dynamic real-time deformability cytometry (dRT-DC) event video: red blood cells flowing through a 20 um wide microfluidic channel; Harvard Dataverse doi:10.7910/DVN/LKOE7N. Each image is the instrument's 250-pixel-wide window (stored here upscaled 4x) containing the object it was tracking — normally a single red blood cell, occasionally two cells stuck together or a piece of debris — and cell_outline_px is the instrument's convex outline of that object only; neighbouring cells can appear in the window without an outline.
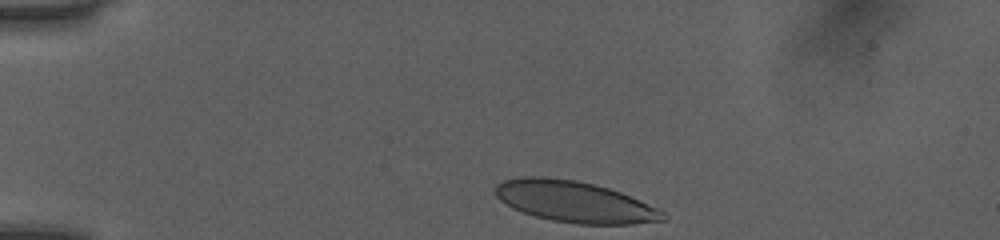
{"species": "human", "species_latin": "Homo sapiens", "temperature_condition": "room temperature", "stored_images_in_passage": 34, "camera_frame_rate_fps": 3000, "um_per_image_px": 0.085, "donor": {"sex": "female"}, "frame": {"image": 1, "passage_image": 1, "time_ms": 0.0, "image_size_px": [1000, 240], "cell_outline_px": [[668, 220], [632, 224], [576, 224], [552, 220], [536, 216], [512, 208], [500, 200], [496, 196], [496, 184], [504, 180], [520, 176], [544, 176], [576, 180], [608, 188], [620, 192], [656, 208], [664, 212], [668, 216]], "centroid_in_image_um": [48.83, 17.14], "position_along_channel_um": 36.2, "area_um2": 40.11}}
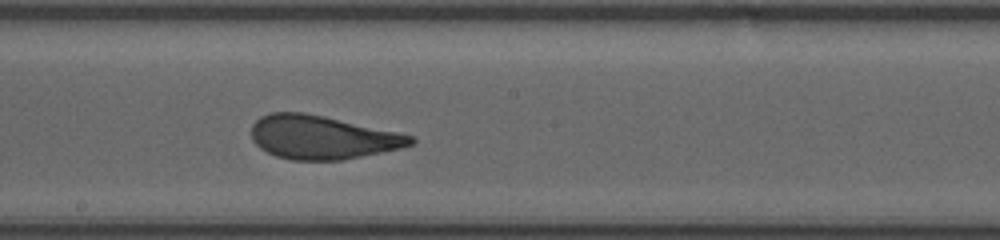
{"frame": {"image": 2, "passage_image": 19, "time_ms": 6.0, "image_size_px": [1000, 240], "cell_outline_px": [[416, 140], [412, 144], [400, 148], [340, 160], [292, 160], [276, 156], [260, 148], [252, 140], [252, 124], [260, 116], [272, 112], [304, 112], [324, 116], [396, 132], [412, 136]], "centroid_in_image_um": [27.33, 11.66], "position_along_channel_um": 220.9, "area_um2": 40.0}}
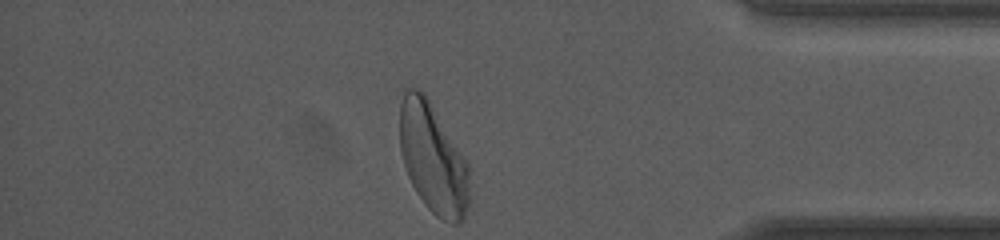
{"frame": {"image": 3, "passage_image": 34, "time_ms": 11.0, "image_size_px": [1000, 240], "cell_outline_px": [[472, 200], [464, 220], [460, 224], [452, 224], [436, 216], [424, 204], [416, 192], [408, 176], [400, 152], [400, 104], [404, 88], [420, 88], [424, 92], [468, 160]], "centroid_in_image_um": [36.85, 13.49], "position_along_channel_um": 398.3, "area_um2": 45.89}, "authors_computed_cell_mechanics": {"area_um2": 40.8646, "velocity_mm_per_s": 4.041, "shape_relaxation_time_tau1_ms": 4.5451, "shape_relaxation_time_tau2_ms": 0.7204, "deformation_change_tau1": 0.1617, "deformation_change_tau2": 0.071}}